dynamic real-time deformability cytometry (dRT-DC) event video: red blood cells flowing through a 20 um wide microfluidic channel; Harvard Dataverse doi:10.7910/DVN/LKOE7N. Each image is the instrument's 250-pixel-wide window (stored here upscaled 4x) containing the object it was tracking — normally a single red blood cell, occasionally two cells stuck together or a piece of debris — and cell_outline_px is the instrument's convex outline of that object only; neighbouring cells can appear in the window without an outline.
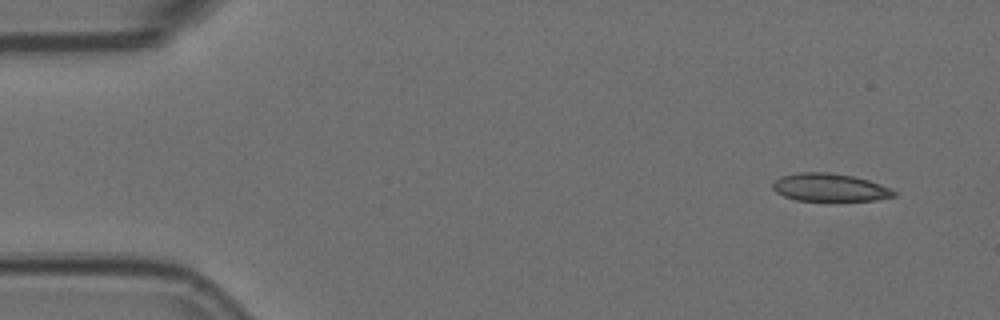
{"species": "Egyptian fruit bat (a non-hibernating species)", "species_latin": "Rousettus aegyptiacus", "temperature_condition": "room temperature", "stored_images_in_passage": 3, "camera_frame_rate_fps": 3000, "um_per_image_px": 0.085, "animal": {"sex": "female"}, "frame": {"image": 1, "passage_image": 1, "time_ms": 0.0, "image_size_px": [1000, 320], "cell_outline_px": [[896, 196], [876, 200], [796, 200], [784, 196], [776, 192], [772, 188], [772, 184], [780, 176], [800, 172], [828, 172], [852, 176], [868, 180], [880, 184], [896, 192]], "centroid_in_image_um": [70.5, 15.93], "position_along_channel_um": 14.5, "area_um2": 19.48}}